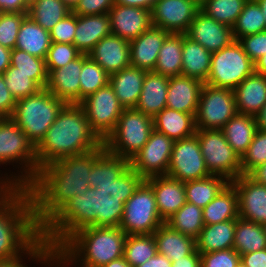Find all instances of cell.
I'll list each match as a JSON object with an SVG mask.
<instances>
[{
    "label": "cell",
    "instance_id": "obj_65",
    "mask_svg": "<svg viewBox=\"0 0 266 267\" xmlns=\"http://www.w3.org/2000/svg\"><path fill=\"white\" fill-rule=\"evenodd\" d=\"M255 72L266 76V54L255 63Z\"/></svg>",
    "mask_w": 266,
    "mask_h": 267
},
{
    "label": "cell",
    "instance_id": "obj_2",
    "mask_svg": "<svg viewBox=\"0 0 266 267\" xmlns=\"http://www.w3.org/2000/svg\"><path fill=\"white\" fill-rule=\"evenodd\" d=\"M102 144L89 153L61 158L38 169L26 187L33 217L41 229L70 199L89 189V175L95 160L105 151Z\"/></svg>",
    "mask_w": 266,
    "mask_h": 267
},
{
    "label": "cell",
    "instance_id": "obj_69",
    "mask_svg": "<svg viewBox=\"0 0 266 267\" xmlns=\"http://www.w3.org/2000/svg\"><path fill=\"white\" fill-rule=\"evenodd\" d=\"M264 14L265 21H266V0H256Z\"/></svg>",
    "mask_w": 266,
    "mask_h": 267
},
{
    "label": "cell",
    "instance_id": "obj_20",
    "mask_svg": "<svg viewBox=\"0 0 266 267\" xmlns=\"http://www.w3.org/2000/svg\"><path fill=\"white\" fill-rule=\"evenodd\" d=\"M82 54L67 65L48 74L46 89L65 104H80Z\"/></svg>",
    "mask_w": 266,
    "mask_h": 267
},
{
    "label": "cell",
    "instance_id": "obj_14",
    "mask_svg": "<svg viewBox=\"0 0 266 267\" xmlns=\"http://www.w3.org/2000/svg\"><path fill=\"white\" fill-rule=\"evenodd\" d=\"M166 175L184 183L211 175L196 134L174 142Z\"/></svg>",
    "mask_w": 266,
    "mask_h": 267
},
{
    "label": "cell",
    "instance_id": "obj_27",
    "mask_svg": "<svg viewBox=\"0 0 266 267\" xmlns=\"http://www.w3.org/2000/svg\"><path fill=\"white\" fill-rule=\"evenodd\" d=\"M146 71L129 65L109 75V84L124 108H135L139 101Z\"/></svg>",
    "mask_w": 266,
    "mask_h": 267
},
{
    "label": "cell",
    "instance_id": "obj_7",
    "mask_svg": "<svg viewBox=\"0 0 266 267\" xmlns=\"http://www.w3.org/2000/svg\"><path fill=\"white\" fill-rule=\"evenodd\" d=\"M66 104L46 88L16 101L10 119L36 147Z\"/></svg>",
    "mask_w": 266,
    "mask_h": 267
},
{
    "label": "cell",
    "instance_id": "obj_40",
    "mask_svg": "<svg viewBox=\"0 0 266 267\" xmlns=\"http://www.w3.org/2000/svg\"><path fill=\"white\" fill-rule=\"evenodd\" d=\"M233 249L239 255L266 249V235L262 224L238 217L236 219Z\"/></svg>",
    "mask_w": 266,
    "mask_h": 267
},
{
    "label": "cell",
    "instance_id": "obj_21",
    "mask_svg": "<svg viewBox=\"0 0 266 267\" xmlns=\"http://www.w3.org/2000/svg\"><path fill=\"white\" fill-rule=\"evenodd\" d=\"M170 34L164 29L152 26L136 39L129 41L130 65L146 72L154 71L159 51Z\"/></svg>",
    "mask_w": 266,
    "mask_h": 267
},
{
    "label": "cell",
    "instance_id": "obj_5",
    "mask_svg": "<svg viewBox=\"0 0 266 267\" xmlns=\"http://www.w3.org/2000/svg\"><path fill=\"white\" fill-rule=\"evenodd\" d=\"M27 188L13 187L0 195V260L22 255L39 237Z\"/></svg>",
    "mask_w": 266,
    "mask_h": 267
},
{
    "label": "cell",
    "instance_id": "obj_22",
    "mask_svg": "<svg viewBox=\"0 0 266 267\" xmlns=\"http://www.w3.org/2000/svg\"><path fill=\"white\" fill-rule=\"evenodd\" d=\"M88 56L111 75L130 65L129 41L111 33L102 38Z\"/></svg>",
    "mask_w": 266,
    "mask_h": 267
},
{
    "label": "cell",
    "instance_id": "obj_9",
    "mask_svg": "<svg viewBox=\"0 0 266 267\" xmlns=\"http://www.w3.org/2000/svg\"><path fill=\"white\" fill-rule=\"evenodd\" d=\"M255 72V64L235 40L231 45L212 53L211 69L206 84L234 90Z\"/></svg>",
    "mask_w": 266,
    "mask_h": 267
},
{
    "label": "cell",
    "instance_id": "obj_71",
    "mask_svg": "<svg viewBox=\"0 0 266 267\" xmlns=\"http://www.w3.org/2000/svg\"><path fill=\"white\" fill-rule=\"evenodd\" d=\"M264 234L266 235V221L262 223Z\"/></svg>",
    "mask_w": 266,
    "mask_h": 267
},
{
    "label": "cell",
    "instance_id": "obj_37",
    "mask_svg": "<svg viewBox=\"0 0 266 267\" xmlns=\"http://www.w3.org/2000/svg\"><path fill=\"white\" fill-rule=\"evenodd\" d=\"M3 78L16 101L36 94L48 83V74H25L11 65L3 73Z\"/></svg>",
    "mask_w": 266,
    "mask_h": 267
},
{
    "label": "cell",
    "instance_id": "obj_64",
    "mask_svg": "<svg viewBox=\"0 0 266 267\" xmlns=\"http://www.w3.org/2000/svg\"><path fill=\"white\" fill-rule=\"evenodd\" d=\"M256 124L258 130L266 131V103L260 110V112L255 116Z\"/></svg>",
    "mask_w": 266,
    "mask_h": 267
},
{
    "label": "cell",
    "instance_id": "obj_30",
    "mask_svg": "<svg viewBox=\"0 0 266 267\" xmlns=\"http://www.w3.org/2000/svg\"><path fill=\"white\" fill-rule=\"evenodd\" d=\"M154 129L177 141L196 134L195 115L165 107L153 117Z\"/></svg>",
    "mask_w": 266,
    "mask_h": 267
},
{
    "label": "cell",
    "instance_id": "obj_3",
    "mask_svg": "<svg viewBox=\"0 0 266 267\" xmlns=\"http://www.w3.org/2000/svg\"><path fill=\"white\" fill-rule=\"evenodd\" d=\"M103 142L90 129L84 109L66 104L36 146L38 169L61 158L89 153Z\"/></svg>",
    "mask_w": 266,
    "mask_h": 267
},
{
    "label": "cell",
    "instance_id": "obj_62",
    "mask_svg": "<svg viewBox=\"0 0 266 267\" xmlns=\"http://www.w3.org/2000/svg\"><path fill=\"white\" fill-rule=\"evenodd\" d=\"M157 0H114L117 5L132 6V7H142L151 10L152 5Z\"/></svg>",
    "mask_w": 266,
    "mask_h": 267
},
{
    "label": "cell",
    "instance_id": "obj_67",
    "mask_svg": "<svg viewBox=\"0 0 266 267\" xmlns=\"http://www.w3.org/2000/svg\"><path fill=\"white\" fill-rule=\"evenodd\" d=\"M0 176V195L3 193H6L10 191L13 187L10 185V183L2 176L3 173H1Z\"/></svg>",
    "mask_w": 266,
    "mask_h": 267
},
{
    "label": "cell",
    "instance_id": "obj_51",
    "mask_svg": "<svg viewBox=\"0 0 266 267\" xmlns=\"http://www.w3.org/2000/svg\"><path fill=\"white\" fill-rule=\"evenodd\" d=\"M10 65L25 74H48L45 59L32 56L17 48L11 51Z\"/></svg>",
    "mask_w": 266,
    "mask_h": 267
},
{
    "label": "cell",
    "instance_id": "obj_59",
    "mask_svg": "<svg viewBox=\"0 0 266 267\" xmlns=\"http://www.w3.org/2000/svg\"><path fill=\"white\" fill-rule=\"evenodd\" d=\"M171 265L172 267H201L200 253L196 250L193 254L177 259Z\"/></svg>",
    "mask_w": 266,
    "mask_h": 267
},
{
    "label": "cell",
    "instance_id": "obj_57",
    "mask_svg": "<svg viewBox=\"0 0 266 267\" xmlns=\"http://www.w3.org/2000/svg\"><path fill=\"white\" fill-rule=\"evenodd\" d=\"M240 263L245 267H266V249L240 255Z\"/></svg>",
    "mask_w": 266,
    "mask_h": 267
},
{
    "label": "cell",
    "instance_id": "obj_52",
    "mask_svg": "<svg viewBox=\"0 0 266 267\" xmlns=\"http://www.w3.org/2000/svg\"><path fill=\"white\" fill-rule=\"evenodd\" d=\"M201 267H238L240 255L233 249L200 254Z\"/></svg>",
    "mask_w": 266,
    "mask_h": 267
},
{
    "label": "cell",
    "instance_id": "obj_41",
    "mask_svg": "<svg viewBox=\"0 0 266 267\" xmlns=\"http://www.w3.org/2000/svg\"><path fill=\"white\" fill-rule=\"evenodd\" d=\"M72 10L62 0H36L27 15L43 29L50 31Z\"/></svg>",
    "mask_w": 266,
    "mask_h": 267
},
{
    "label": "cell",
    "instance_id": "obj_70",
    "mask_svg": "<svg viewBox=\"0 0 266 267\" xmlns=\"http://www.w3.org/2000/svg\"><path fill=\"white\" fill-rule=\"evenodd\" d=\"M192 1L196 6L201 8L208 0H190Z\"/></svg>",
    "mask_w": 266,
    "mask_h": 267
},
{
    "label": "cell",
    "instance_id": "obj_47",
    "mask_svg": "<svg viewBox=\"0 0 266 267\" xmlns=\"http://www.w3.org/2000/svg\"><path fill=\"white\" fill-rule=\"evenodd\" d=\"M27 255L26 258H24ZM29 261H38L46 267H57L54 253L50 252L47 243L40 236L22 255L8 259L0 260V267H28L23 264V258ZM48 265V266H47Z\"/></svg>",
    "mask_w": 266,
    "mask_h": 267
},
{
    "label": "cell",
    "instance_id": "obj_28",
    "mask_svg": "<svg viewBox=\"0 0 266 267\" xmlns=\"http://www.w3.org/2000/svg\"><path fill=\"white\" fill-rule=\"evenodd\" d=\"M157 253L166 256L171 262L196 251V239L172 229L165 222L153 233Z\"/></svg>",
    "mask_w": 266,
    "mask_h": 267
},
{
    "label": "cell",
    "instance_id": "obj_6",
    "mask_svg": "<svg viewBox=\"0 0 266 267\" xmlns=\"http://www.w3.org/2000/svg\"><path fill=\"white\" fill-rule=\"evenodd\" d=\"M13 163L19 164L20 171L4 178L12 187L26 188L38 172L36 147L10 118H0V164Z\"/></svg>",
    "mask_w": 266,
    "mask_h": 267
},
{
    "label": "cell",
    "instance_id": "obj_49",
    "mask_svg": "<svg viewBox=\"0 0 266 267\" xmlns=\"http://www.w3.org/2000/svg\"><path fill=\"white\" fill-rule=\"evenodd\" d=\"M82 53L75 47L74 44L51 42L48 50L45 63L48 74L60 67L67 65L78 58Z\"/></svg>",
    "mask_w": 266,
    "mask_h": 267
},
{
    "label": "cell",
    "instance_id": "obj_17",
    "mask_svg": "<svg viewBox=\"0 0 266 267\" xmlns=\"http://www.w3.org/2000/svg\"><path fill=\"white\" fill-rule=\"evenodd\" d=\"M185 34L211 53L217 52L235 41L233 28L217 22L201 10L196 13Z\"/></svg>",
    "mask_w": 266,
    "mask_h": 267
},
{
    "label": "cell",
    "instance_id": "obj_58",
    "mask_svg": "<svg viewBox=\"0 0 266 267\" xmlns=\"http://www.w3.org/2000/svg\"><path fill=\"white\" fill-rule=\"evenodd\" d=\"M29 5L25 0H0V12L28 13Z\"/></svg>",
    "mask_w": 266,
    "mask_h": 267
},
{
    "label": "cell",
    "instance_id": "obj_18",
    "mask_svg": "<svg viewBox=\"0 0 266 267\" xmlns=\"http://www.w3.org/2000/svg\"><path fill=\"white\" fill-rule=\"evenodd\" d=\"M108 14L111 33L127 41L136 39L152 27L149 9L114 4Z\"/></svg>",
    "mask_w": 266,
    "mask_h": 267
},
{
    "label": "cell",
    "instance_id": "obj_35",
    "mask_svg": "<svg viewBox=\"0 0 266 267\" xmlns=\"http://www.w3.org/2000/svg\"><path fill=\"white\" fill-rule=\"evenodd\" d=\"M238 217V194L231 183L203 208V220L205 225L234 220Z\"/></svg>",
    "mask_w": 266,
    "mask_h": 267
},
{
    "label": "cell",
    "instance_id": "obj_26",
    "mask_svg": "<svg viewBox=\"0 0 266 267\" xmlns=\"http://www.w3.org/2000/svg\"><path fill=\"white\" fill-rule=\"evenodd\" d=\"M233 92L237 112L255 117L266 103V76L254 72Z\"/></svg>",
    "mask_w": 266,
    "mask_h": 267
},
{
    "label": "cell",
    "instance_id": "obj_33",
    "mask_svg": "<svg viewBox=\"0 0 266 267\" xmlns=\"http://www.w3.org/2000/svg\"><path fill=\"white\" fill-rule=\"evenodd\" d=\"M220 130L241 159L258 129L254 116L237 113Z\"/></svg>",
    "mask_w": 266,
    "mask_h": 267
},
{
    "label": "cell",
    "instance_id": "obj_36",
    "mask_svg": "<svg viewBox=\"0 0 266 267\" xmlns=\"http://www.w3.org/2000/svg\"><path fill=\"white\" fill-rule=\"evenodd\" d=\"M225 177L209 175L184 183L186 202L202 209L208 205L228 184Z\"/></svg>",
    "mask_w": 266,
    "mask_h": 267
},
{
    "label": "cell",
    "instance_id": "obj_23",
    "mask_svg": "<svg viewBox=\"0 0 266 267\" xmlns=\"http://www.w3.org/2000/svg\"><path fill=\"white\" fill-rule=\"evenodd\" d=\"M145 181L154 191L156 206L163 222L186 203L184 182L167 175L153 176Z\"/></svg>",
    "mask_w": 266,
    "mask_h": 267
},
{
    "label": "cell",
    "instance_id": "obj_38",
    "mask_svg": "<svg viewBox=\"0 0 266 267\" xmlns=\"http://www.w3.org/2000/svg\"><path fill=\"white\" fill-rule=\"evenodd\" d=\"M183 34L171 33L161 47L154 72L167 77L181 75Z\"/></svg>",
    "mask_w": 266,
    "mask_h": 267
},
{
    "label": "cell",
    "instance_id": "obj_29",
    "mask_svg": "<svg viewBox=\"0 0 266 267\" xmlns=\"http://www.w3.org/2000/svg\"><path fill=\"white\" fill-rule=\"evenodd\" d=\"M169 77L154 71L146 72L137 110L154 117L166 107Z\"/></svg>",
    "mask_w": 266,
    "mask_h": 267
},
{
    "label": "cell",
    "instance_id": "obj_56",
    "mask_svg": "<svg viewBox=\"0 0 266 267\" xmlns=\"http://www.w3.org/2000/svg\"><path fill=\"white\" fill-rule=\"evenodd\" d=\"M15 105L16 100L7 88L3 74H0V118H10Z\"/></svg>",
    "mask_w": 266,
    "mask_h": 267
},
{
    "label": "cell",
    "instance_id": "obj_25",
    "mask_svg": "<svg viewBox=\"0 0 266 267\" xmlns=\"http://www.w3.org/2000/svg\"><path fill=\"white\" fill-rule=\"evenodd\" d=\"M110 34V18L108 13L76 15L73 44L82 54H88L102 38Z\"/></svg>",
    "mask_w": 266,
    "mask_h": 267
},
{
    "label": "cell",
    "instance_id": "obj_68",
    "mask_svg": "<svg viewBox=\"0 0 266 267\" xmlns=\"http://www.w3.org/2000/svg\"><path fill=\"white\" fill-rule=\"evenodd\" d=\"M71 10L75 8L79 0H62Z\"/></svg>",
    "mask_w": 266,
    "mask_h": 267
},
{
    "label": "cell",
    "instance_id": "obj_53",
    "mask_svg": "<svg viewBox=\"0 0 266 267\" xmlns=\"http://www.w3.org/2000/svg\"><path fill=\"white\" fill-rule=\"evenodd\" d=\"M76 29V14L69 13L50 30L51 42L73 44Z\"/></svg>",
    "mask_w": 266,
    "mask_h": 267
},
{
    "label": "cell",
    "instance_id": "obj_24",
    "mask_svg": "<svg viewBox=\"0 0 266 267\" xmlns=\"http://www.w3.org/2000/svg\"><path fill=\"white\" fill-rule=\"evenodd\" d=\"M203 84L198 79L182 74L170 77L166 107L196 115Z\"/></svg>",
    "mask_w": 266,
    "mask_h": 267
},
{
    "label": "cell",
    "instance_id": "obj_61",
    "mask_svg": "<svg viewBox=\"0 0 266 267\" xmlns=\"http://www.w3.org/2000/svg\"><path fill=\"white\" fill-rule=\"evenodd\" d=\"M172 262L166 256L156 254L138 267H172Z\"/></svg>",
    "mask_w": 266,
    "mask_h": 267
},
{
    "label": "cell",
    "instance_id": "obj_16",
    "mask_svg": "<svg viewBox=\"0 0 266 267\" xmlns=\"http://www.w3.org/2000/svg\"><path fill=\"white\" fill-rule=\"evenodd\" d=\"M199 10L190 0H157L150 10L152 26L169 33L185 34Z\"/></svg>",
    "mask_w": 266,
    "mask_h": 267
},
{
    "label": "cell",
    "instance_id": "obj_4",
    "mask_svg": "<svg viewBox=\"0 0 266 267\" xmlns=\"http://www.w3.org/2000/svg\"><path fill=\"white\" fill-rule=\"evenodd\" d=\"M126 236L120 227L82 228L54 252L57 267H103L123 256Z\"/></svg>",
    "mask_w": 266,
    "mask_h": 267
},
{
    "label": "cell",
    "instance_id": "obj_19",
    "mask_svg": "<svg viewBox=\"0 0 266 267\" xmlns=\"http://www.w3.org/2000/svg\"><path fill=\"white\" fill-rule=\"evenodd\" d=\"M238 194L239 217L262 224L266 221V186L247 175H240L230 182Z\"/></svg>",
    "mask_w": 266,
    "mask_h": 267
},
{
    "label": "cell",
    "instance_id": "obj_60",
    "mask_svg": "<svg viewBox=\"0 0 266 267\" xmlns=\"http://www.w3.org/2000/svg\"><path fill=\"white\" fill-rule=\"evenodd\" d=\"M247 176L257 184L266 186V162L252 169Z\"/></svg>",
    "mask_w": 266,
    "mask_h": 267
},
{
    "label": "cell",
    "instance_id": "obj_48",
    "mask_svg": "<svg viewBox=\"0 0 266 267\" xmlns=\"http://www.w3.org/2000/svg\"><path fill=\"white\" fill-rule=\"evenodd\" d=\"M266 162V131L257 130L241 158L242 175H247L252 169Z\"/></svg>",
    "mask_w": 266,
    "mask_h": 267
},
{
    "label": "cell",
    "instance_id": "obj_10",
    "mask_svg": "<svg viewBox=\"0 0 266 267\" xmlns=\"http://www.w3.org/2000/svg\"><path fill=\"white\" fill-rule=\"evenodd\" d=\"M163 223L154 191L144 180L124 204L119 227L126 235L153 234Z\"/></svg>",
    "mask_w": 266,
    "mask_h": 267
},
{
    "label": "cell",
    "instance_id": "obj_12",
    "mask_svg": "<svg viewBox=\"0 0 266 267\" xmlns=\"http://www.w3.org/2000/svg\"><path fill=\"white\" fill-rule=\"evenodd\" d=\"M79 105L84 109L90 129L102 142L114 131L124 110L109 83L86 97Z\"/></svg>",
    "mask_w": 266,
    "mask_h": 267
},
{
    "label": "cell",
    "instance_id": "obj_32",
    "mask_svg": "<svg viewBox=\"0 0 266 267\" xmlns=\"http://www.w3.org/2000/svg\"><path fill=\"white\" fill-rule=\"evenodd\" d=\"M212 53L183 34L181 74L206 83L211 69Z\"/></svg>",
    "mask_w": 266,
    "mask_h": 267
},
{
    "label": "cell",
    "instance_id": "obj_39",
    "mask_svg": "<svg viewBox=\"0 0 266 267\" xmlns=\"http://www.w3.org/2000/svg\"><path fill=\"white\" fill-rule=\"evenodd\" d=\"M130 167V160L113 155L105 150L93 163L89 175V188H96L97 183L112 182Z\"/></svg>",
    "mask_w": 266,
    "mask_h": 267
},
{
    "label": "cell",
    "instance_id": "obj_11",
    "mask_svg": "<svg viewBox=\"0 0 266 267\" xmlns=\"http://www.w3.org/2000/svg\"><path fill=\"white\" fill-rule=\"evenodd\" d=\"M196 135L211 175L225 177L230 182L242 175L241 159L228 144L221 130L197 129Z\"/></svg>",
    "mask_w": 266,
    "mask_h": 267
},
{
    "label": "cell",
    "instance_id": "obj_44",
    "mask_svg": "<svg viewBox=\"0 0 266 267\" xmlns=\"http://www.w3.org/2000/svg\"><path fill=\"white\" fill-rule=\"evenodd\" d=\"M266 31L264 14L256 0H248L233 27L235 40Z\"/></svg>",
    "mask_w": 266,
    "mask_h": 267
},
{
    "label": "cell",
    "instance_id": "obj_43",
    "mask_svg": "<svg viewBox=\"0 0 266 267\" xmlns=\"http://www.w3.org/2000/svg\"><path fill=\"white\" fill-rule=\"evenodd\" d=\"M157 254L153 234L127 235L123 257L131 265L138 267Z\"/></svg>",
    "mask_w": 266,
    "mask_h": 267
},
{
    "label": "cell",
    "instance_id": "obj_55",
    "mask_svg": "<svg viewBox=\"0 0 266 267\" xmlns=\"http://www.w3.org/2000/svg\"><path fill=\"white\" fill-rule=\"evenodd\" d=\"M114 4V0H79L72 12L76 15L104 14L108 13Z\"/></svg>",
    "mask_w": 266,
    "mask_h": 267
},
{
    "label": "cell",
    "instance_id": "obj_42",
    "mask_svg": "<svg viewBox=\"0 0 266 267\" xmlns=\"http://www.w3.org/2000/svg\"><path fill=\"white\" fill-rule=\"evenodd\" d=\"M165 223L172 229L196 239L205 225L203 209L186 202Z\"/></svg>",
    "mask_w": 266,
    "mask_h": 267
},
{
    "label": "cell",
    "instance_id": "obj_46",
    "mask_svg": "<svg viewBox=\"0 0 266 267\" xmlns=\"http://www.w3.org/2000/svg\"><path fill=\"white\" fill-rule=\"evenodd\" d=\"M248 0H208L200 10L217 22L234 27Z\"/></svg>",
    "mask_w": 266,
    "mask_h": 267
},
{
    "label": "cell",
    "instance_id": "obj_50",
    "mask_svg": "<svg viewBox=\"0 0 266 267\" xmlns=\"http://www.w3.org/2000/svg\"><path fill=\"white\" fill-rule=\"evenodd\" d=\"M27 13L0 12V45L10 50L15 48L20 25Z\"/></svg>",
    "mask_w": 266,
    "mask_h": 267
},
{
    "label": "cell",
    "instance_id": "obj_54",
    "mask_svg": "<svg viewBox=\"0 0 266 267\" xmlns=\"http://www.w3.org/2000/svg\"><path fill=\"white\" fill-rule=\"evenodd\" d=\"M238 42L254 63L266 54V31L241 37Z\"/></svg>",
    "mask_w": 266,
    "mask_h": 267
},
{
    "label": "cell",
    "instance_id": "obj_66",
    "mask_svg": "<svg viewBox=\"0 0 266 267\" xmlns=\"http://www.w3.org/2000/svg\"><path fill=\"white\" fill-rule=\"evenodd\" d=\"M103 267H131V265L122 256L119 259L112 260L110 263L104 265Z\"/></svg>",
    "mask_w": 266,
    "mask_h": 267
},
{
    "label": "cell",
    "instance_id": "obj_8",
    "mask_svg": "<svg viewBox=\"0 0 266 267\" xmlns=\"http://www.w3.org/2000/svg\"><path fill=\"white\" fill-rule=\"evenodd\" d=\"M153 130V117L136 108H124L116 128L103 144L109 153L131 160L146 144Z\"/></svg>",
    "mask_w": 266,
    "mask_h": 267
},
{
    "label": "cell",
    "instance_id": "obj_72",
    "mask_svg": "<svg viewBox=\"0 0 266 267\" xmlns=\"http://www.w3.org/2000/svg\"><path fill=\"white\" fill-rule=\"evenodd\" d=\"M36 0H25V2L30 6L33 2H35Z\"/></svg>",
    "mask_w": 266,
    "mask_h": 267
},
{
    "label": "cell",
    "instance_id": "obj_15",
    "mask_svg": "<svg viewBox=\"0 0 266 267\" xmlns=\"http://www.w3.org/2000/svg\"><path fill=\"white\" fill-rule=\"evenodd\" d=\"M174 142L154 129L146 144L130 160V167L144 179L166 175Z\"/></svg>",
    "mask_w": 266,
    "mask_h": 267
},
{
    "label": "cell",
    "instance_id": "obj_34",
    "mask_svg": "<svg viewBox=\"0 0 266 267\" xmlns=\"http://www.w3.org/2000/svg\"><path fill=\"white\" fill-rule=\"evenodd\" d=\"M50 45V31L43 29L27 15L20 25L15 48L46 59Z\"/></svg>",
    "mask_w": 266,
    "mask_h": 267
},
{
    "label": "cell",
    "instance_id": "obj_13",
    "mask_svg": "<svg viewBox=\"0 0 266 267\" xmlns=\"http://www.w3.org/2000/svg\"><path fill=\"white\" fill-rule=\"evenodd\" d=\"M237 113L233 90L203 84L195 115L197 129L220 130Z\"/></svg>",
    "mask_w": 266,
    "mask_h": 267
},
{
    "label": "cell",
    "instance_id": "obj_45",
    "mask_svg": "<svg viewBox=\"0 0 266 267\" xmlns=\"http://www.w3.org/2000/svg\"><path fill=\"white\" fill-rule=\"evenodd\" d=\"M80 80V103L89 95L109 83V74L88 54H82V70Z\"/></svg>",
    "mask_w": 266,
    "mask_h": 267
},
{
    "label": "cell",
    "instance_id": "obj_63",
    "mask_svg": "<svg viewBox=\"0 0 266 267\" xmlns=\"http://www.w3.org/2000/svg\"><path fill=\"white\" fill-rule=\"evenodd\" d=\"M11 51L12 50L0 45V74H3L10 66Z\"/></svg>",
    "mask_w": 266,
    "mask_h": 267
},
{
    "label": "cell",
    "instance_id": "obj_31",
    "mask_svg": "<svg viewBox=\"0 0 266 267\" xmlns=\"http://www.w3.org/2000/svg\"><path fill=\"white\" fill-rule=\"evenodd\" d=\"M236 219L204 225L196 238V250L200 254L233 248Z\"/></svg>",
    "mask_w": 266,
    "mask_h": 267
},
{
    "label": "cell",
    "instance_id": "obj_1",
    "mask_svg": "<svg viewBox=\"0 0 266 267\" xmlns=\"http://www.w3.org/2000/svg\"><path fill=\"white\" fill-rule=\"evenodd\" d=\"M145 179L129 167L112 182L97 183L70 199L42 228L41 237L54 253L73 233L88 227H119L124 204Z\"/></svg>",
    "mask_w": 266,
    "mask_h": 267
}]
</instances>
